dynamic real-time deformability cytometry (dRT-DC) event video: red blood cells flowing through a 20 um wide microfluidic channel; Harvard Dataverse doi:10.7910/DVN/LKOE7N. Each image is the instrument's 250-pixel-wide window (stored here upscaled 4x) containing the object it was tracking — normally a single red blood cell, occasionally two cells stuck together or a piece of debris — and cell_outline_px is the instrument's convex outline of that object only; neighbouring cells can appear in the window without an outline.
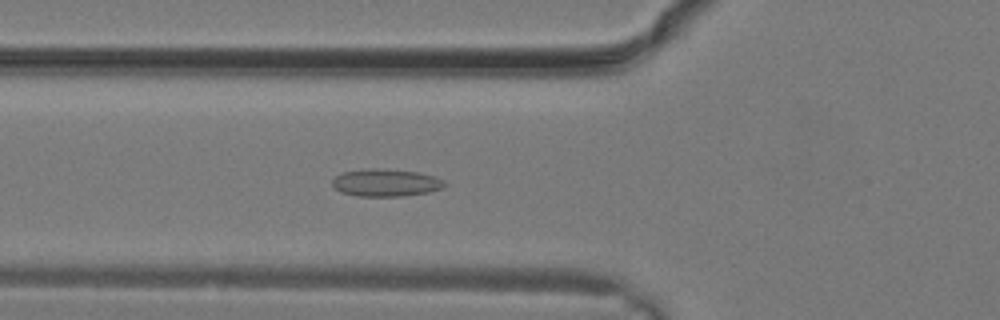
{"species": "common noctule bat (a hibernating species)", "species_latin": "Nyctalus noctula", "temperature_condition": "warm", "stored_images_in_passage": 13, "camera_frame_rate_fps": 3000, "um_per_image_px": 0.085, "animal": {"sex": "male", "body_mass_g": 19.2, "forearm_length_mm": 51.8}, "frame": {"image": 1, "passage_image": 11, "time_ms": 3.333, "image_size_px": [1000, 320], "cell_outline_px": [[448, 184], [444, 188], [428, 192], [400, 196], [356, 196], [340, 192], [332, 184], [332, 180], [340, 172], [368, 168], [384, 168], [420, 172], [436, 176], [444, 180]], "centroid_in_image_um": [32.82, 15.51], "position_along_channel_um": 93.0, "area_um2": 18.32}}
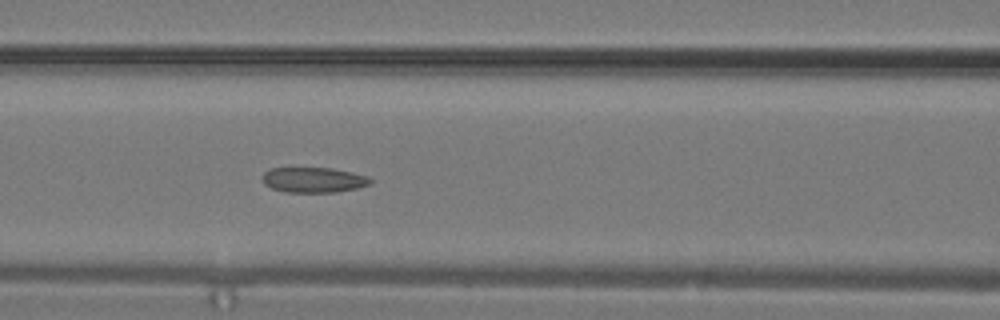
{"frame": {"image": 2, "passage_image": 13, "time_ms": 4.0, "image_size_px": [1000, 320], "cell_outline_px": [[372, 184], [356, 188], [336, 192], [284, 192], [272, 188], [264, 184], [260, 176], [264, 172], [272, 168], [332, 168], [352, 172], [368, 176], [372, 180]], "centroid_in_image_um": [26.64, 15.29], "position_along_channel_um": 140.0, "area_um2": 16.01}}